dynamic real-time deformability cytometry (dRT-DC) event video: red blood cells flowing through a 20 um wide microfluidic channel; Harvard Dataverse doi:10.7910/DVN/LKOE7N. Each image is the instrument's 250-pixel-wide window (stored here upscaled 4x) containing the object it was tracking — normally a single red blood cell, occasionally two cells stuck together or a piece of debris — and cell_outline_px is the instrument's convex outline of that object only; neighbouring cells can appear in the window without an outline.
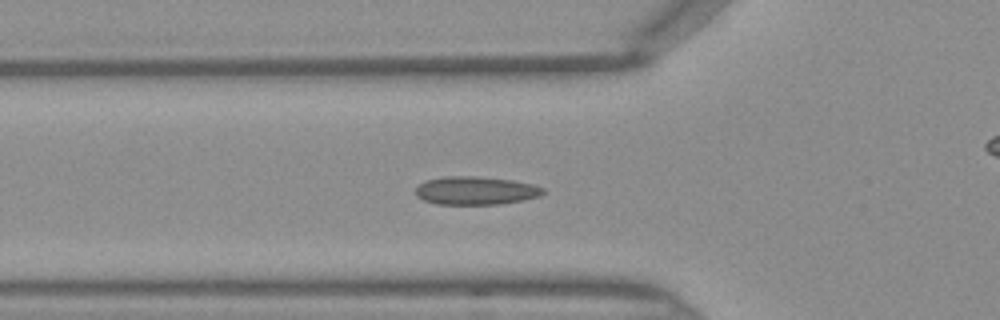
{"species": "Egyptian fruit bat (a non-hibernating species)", "species_latin": "Rousettus aegyptiacus", "temperature_condition": "warm", "stored_images_in_passage": 46, "camera_frame_rate_fps": 3000, "um_per_image_px": 0.085, "frame": {"image": 1, "passage_image": 15, "time_ms": 4.667, "image_size_px": [1000, 320], "cell_outline_px": [[544, 192], [540, 196], [524, 200], [500, 204], [436, 204], [424, 200], [416, 196], [416, 188], [424, 180], [444, 176], [476, 176], [512, 180], [532, 184], [544, 188]], "centroid_in_image_um": [40.42, 16.2], "position_along_channel_um": 85.4, "area_um2": 21.04}}
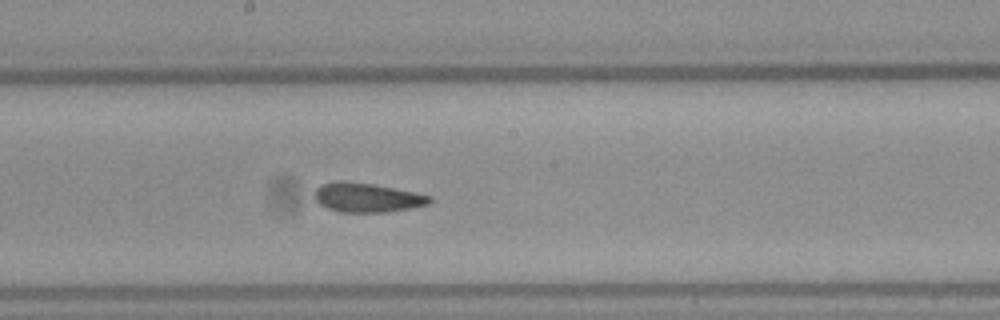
{"frame": {"image": 2, "passage_image": 24, "time_ms": 7.667, "image_size_px": [1000, 320], "cell_outline_px": [[432, 200], [428, 204], [408, 208], [384, 212], [340, 212], [328, 208], [320, 204], [316, 200], [316, 188], [320, 184], [336, 180], [344, 180], [376, 184], [416, 192], [432, 196]], "centroid_in_image_um": [31.19, 16.76], "position_along_channel_um": 217.0, "area_um2": 19.71}}
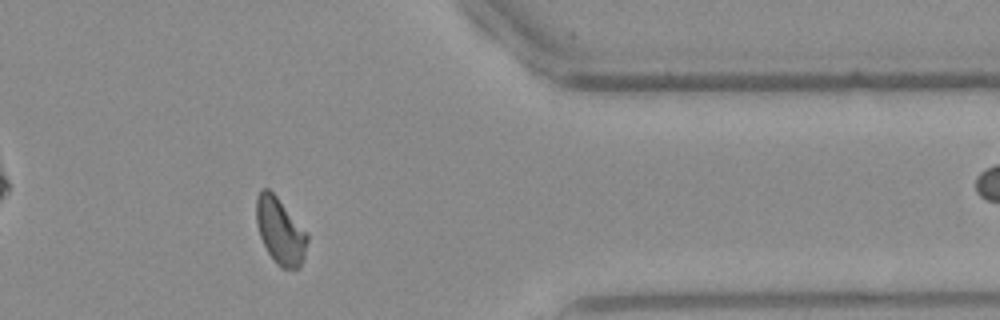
{"frame": {"image": 3, "passage_image": 37, "time_ms": 12.0, "image_size_px": [1000, 320], "cell_outline_px": [[308, 240], [304, 256], [300, 268], [280, 268], [276, 264], [268, 252], [260, 236], [256, 224], [256, 196], [264, 188], [268, 188], [276, 196], [308, 232]], "centroid_in_image_um": [23.82, 19.64], "position_along_channel_um": 387.6, "area_um2": 19.71}}